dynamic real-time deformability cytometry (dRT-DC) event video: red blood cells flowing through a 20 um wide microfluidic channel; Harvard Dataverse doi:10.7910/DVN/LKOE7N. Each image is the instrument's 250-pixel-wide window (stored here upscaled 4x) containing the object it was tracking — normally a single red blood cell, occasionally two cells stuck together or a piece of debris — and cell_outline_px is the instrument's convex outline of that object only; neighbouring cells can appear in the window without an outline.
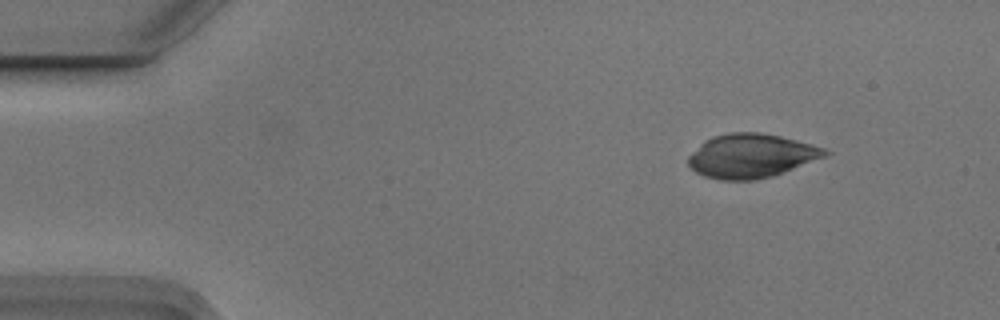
{"species": "Egyptian fruit bat (a non-hibernating species)", "species_latin": "Rousettus aegyptiacus", "temperature_condition": "cold", "stored_images_in_passage": 8, "camera_frame_rate_fps": 3000, "um_per_image_px": 0.085, "animal": {"sex": "male"}, "frame": {"image": 1, "passage_image": 1, "time_ms": 0.0, "image_size_px": [1000, 320], "cell_outline_px": [[832, 152], [828, 156], [772, 176], [756, 180], [720, 180], [704, 176], [688, 168], [688, 156], [704, 140], [712, 136], [732, 132], [760, 132], [780, 136], [812, 144], [824, 148]], "centroid_in_image_um": [63.85, 13.25], "position_along_channel_um": 21.2, "area_um2": 35.26}}